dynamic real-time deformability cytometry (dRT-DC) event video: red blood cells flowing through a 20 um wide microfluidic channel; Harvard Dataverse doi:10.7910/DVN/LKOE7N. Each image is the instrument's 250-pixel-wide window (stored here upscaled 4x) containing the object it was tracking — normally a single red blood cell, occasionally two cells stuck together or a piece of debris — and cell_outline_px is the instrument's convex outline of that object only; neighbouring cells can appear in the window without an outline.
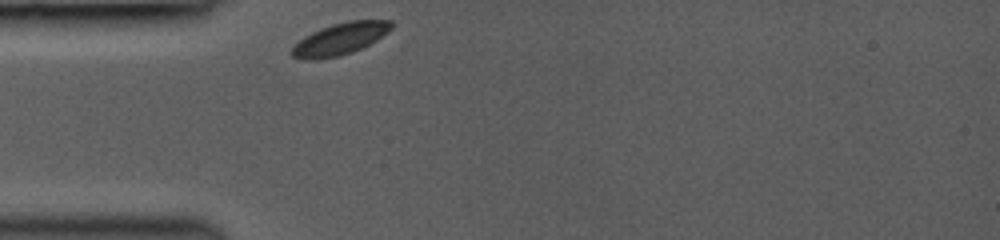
{"species": "common noctule bat (a hibernating species)", "species_latin": "Nyctalus noctula", "temperature_condition": "room temperature", "stored_images_in_passage": 13, "camera_frame_rate_fps": 3000, "um_per_image_px": 0.085, "animal": {"sex": "female", "body_mass_g": 19.0, "forearm_length_mm": 53.3}, "frame": {"image": 1, "passage_image": 1, "time_ms": 0.0, "image_size_px": [1000, 240], "cell_outline_px": [[392, 28], [388, 32], [376, 40], [352, 52], [336, 56], [312, 60], [304, 60], [292, 56], [292, 48], [304, 36], [320, 28], [332, 24], [348, 20], [392, 20]], "centroid_in_image_um": [28.91, 3.29], "position_along_channel_um": 56.1, "area_um2": 18.26}}
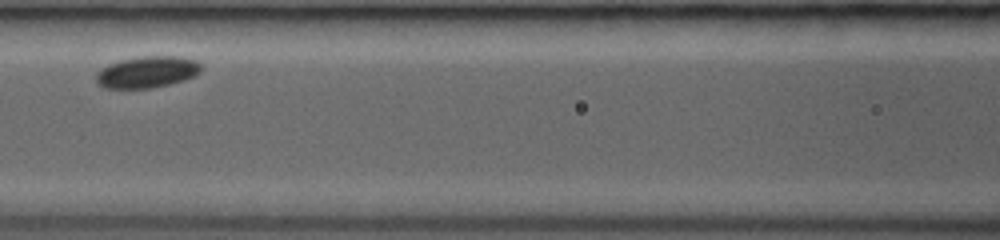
{"frame": {"image": 2, "passage_image": 8, "time_ms": 2.667, "image_size_px": [1000, 240], "cell_outline_px": [[200, 72], [196, 76], [184, 80], [152, 88], [104, 88], [96, 80], [96, 72], [108, 64], [120, 60], [136, 56], [180, 56], [196, 60], [200, 64]], "centroid_in_image_um": [12.51, 6.11], "position_along_channel_um": 154.1, "area_um2": 19.42}}
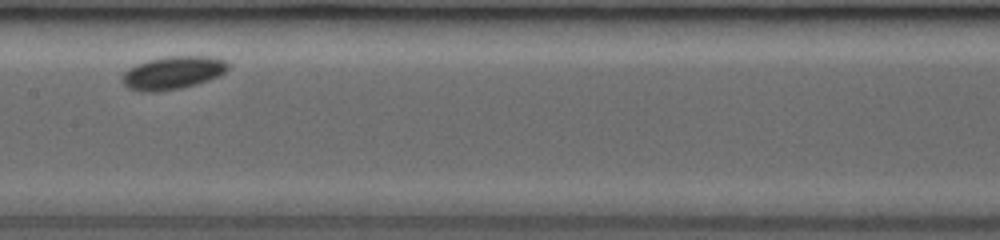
{"frame": {"image": 3, "passage_image": 11, "time_ms": 3.667, "image_size_px": [1000, 240], "cell_outline_px": [[232, 64], [220, 76], [196, 84], [180, 88], [156, 92], [140, 92], [128, 88], [120, 80], [120, 76], [128, 68], [136, 64], [148, 60], [164, 56], [212, 56], [224, 60]], "centroid_in_image_um": [14.67, 6.18], "position_along_channel_um": 192.7, "area_um2": 20.69}}